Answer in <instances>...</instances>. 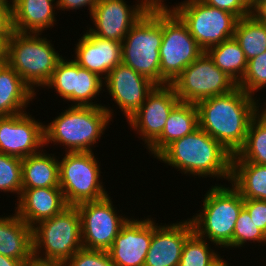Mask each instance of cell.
<instances>
[{"label":"cell","mask_w":266,"mask_h":266,"mask_svg":"<svg viewBox=\"0 0 266 266\" xmlns=\"http://www.w3.org/2000/svg\"><path fill=\"white\" fill-rule=\"evenodd\" d=\"M44 88L55 89L65 101L73 102L71 106H103L93 100L101 95L100 91H105L102 89L104 80L80 67L73 59L62 57Z\"/></svg>","instance_id":"obj_13"},{"label":"cell","mask_w":266,"mask_h":266,"mask_svg":"<svg viewBox=\"0 0 266 266\" xmlns=\"http://www.w3.org/2000/svg\"><path fill=\"white\" fill-rule=\"evenodd\" d=\"M33 255L43 260L66 262L82 248L81 218L76 206L42 220L32 227Z\"/></svg>","instance_id":"obj_7"},{"label":"cell","mask_w":266,"mask_h":266,"mask_svg":"<svg viewBox=\"0 0 266 266\" xmlns=\"http://www.w3.org/2000/svg\"><path fill=\"white\" fill-rule=\"evenodd\" d=\"M261 1L263 0H250V9L252 10Z\"/></svg>","instance_id":"obj_47"},{"label":"cell","mask_w":266,"mask_h":266,"mask_svg":"<svg viewBox=\"0 0 266 266\" xmlns=\"http://www.w3.org/2000/svg\"><path fill=\"white\" fill-rule=\"evenodd\" d=\"M45 151L22 159V189L59 187V156Z\"/></svg>","instance_id":"obj_26"},{"label":"cell","mask_w":266,"mask_h":266,"mask_svg":"<svg viewBox=\"0 0 266 266\" xmlns=\"http://www.w3.org/2000/svg\"><path fill=\"white\" fill-rule=\"evenodd\" d=\"M6 43L0 40V66L6 63Z\"/></svg>","instance_id":"obj_43"},{"label":"cell","mask_w":266,"mask_h":266,"mask_svg":"<svg viewBox=\"0 0 266 266\" xmlns=\"http://www.w3.org/2000/svg\"><path fill=\"white\" fill-rule=\"evenodd\" d=\"M162 38V6H151L122 41V63L156 85H160Z\"/></svg>","instance_id":"obj_6"},{"label":"cell","mask_w":266,"mask_h":266,"mask_svg":"<svg viewBox=\"0 0 266 266\" xmlns=\"http://www.w3.org/2000/svg\"><path fill=\"white\" fill-rule=\"evenodd\" d=\"M203 196L202 209L189 218L194 232L215 245L214 248L232 250L233 231L244 199L230 182L228 186L212 185Z\"/></svg>","instance_id":"obj_4"},{"label":"cell","mask_w":266,"mask_h":266,"mask_svg":"<svg viewBox=\"0 0 266 266\" xmlns=\"http://www.w3.org/2000/svg\"><path fill=\"white\" fill-rule=\"evenodd\" d=\"M25 261L17 260L0 254V266H24Z\"/></svg>","instance_id":"obj_42"},{"label":"cell","mask_w":266,"mask_h":266,"mask_svg":"<svg viewBox=\"0 0 266 266\" xmlns=\"http://www.w3.org/2000/svg\"><path fill=\"white\" fill-rule=\"evenodd\" d=\"M64 110L50 123H44V145L62 144L65 152H92V146L98 143L114 117V109L106 105H69Z\"/></svg>","instance_id":"obj_3"},{"label":"cell","mask_w":266,"mask_h":266,"mask_svg":"<svg viewBox=\"0 0 266 266\" xmlns=\"http://www.w3.org/2000/svg\"><path fill=\"white\" fill-rule=\"evenodd\" d=\"M156 159L184 175L231 180L232 154L201 128L169 144Z\"/></svg>","instance_id":"obj_2"},{"label":"cell","mask_w":266,"mask_h":266,"mask_svg":"<svg viewBox=\"0 0 266 266\" xmlns=\"http://www.w3.org/2000/svg\"><path fill=\"white\" fill-rule=\"evenodd\" d=\"M104 84L105 90L109 92L127 120L141 107L156 86L151 80L123 63L116 65L109 72Z\"/></svg>","instance_id":"obj_17"},{"label":"cell","mask_w":266,"mask_h":266,"mask_svg":"<svg viewBox=\"0 0 266 266\" xmlns=\"http://www.w3.org/2000/svg\"><path fill=\"white\" fill-rule=\"evenodd\" d=\"M209 244L193 232L183 245L179 266H213L221 256Z\"/></svg>","instance_id":"obj_31"},{"label":"cell","mask_w":266,"mask_h":266,"mask_svg":"<svg viewBox=\"0 0 266 266\" xmlns=\"http://www.w3.org/2000/svg\"><path fill=\"white\" fill-rule=\"evenodd\" d=\"M237 86L256 98L255 94L266 88V51L248 60L245 75Z\"/></svg>","instance_id":"obj_34"},{"label":"cell","mask_w":266,"mask_h":266,"mask_svg":"<svg viewBox=\"0 0 266 266\" xmlns=\"http://www.w3.org/2000/svg\"><path fill=\"white\" fill-rule=\"evenodd\" d=\"M260 243L266 245V235L256 226L253 219H251L248 211L243 207L239 213L238 219L235 223L232 248H239L246 246L248 243Z\"/></svg>","instance_id":"obj_33"},{"label":"cell","mask_w":266,"mask_h":266,"mask_svg":"<svg viewBox=\"0 0 266 266\" xmlns=\"http://www.w3.org/2000/svg\"><path fill=\"white\" fill-rule=\"evenodd\" d=\"M24 266H66L64 262L43 260L32 255L25 261Z\"/></svg>","instance_id":"obj_40"},{"label":"cell","mask_w":266,"mask_h":266,"mask_svg":"<svg viewBox=\"0 0 266 266\" xmlns=\"http://www.w3.org/2000/svg\"><path fill=\"white\" fill-rule=\"evenodd\" d=\"M258 98L237 86L223 95L196 103L199 128L235 155L244 145L251 120L258 114Z\"/></svg>","instance_id":"obj_1"},{"label":"cell","mask_w":266,"mask_h":266,"mask_svg":"<svg viewBox=\"0 0 266 266\" xmlns=\"http://www.w3.org/2000/svg\"><path fill=\"white\" fill-rule=\"evenodd\" d=\"M234 38L248 61L266 51V24L252 15L240 18L235 26Z\"/></svg>","instance_id":"obj_29"},{"label":"cell","mask_w":266,"mask_h":266,"mask_svg":"<svg viewBox=\"0 0 266 266\" xmlns=\"http://www.w3.org/2000/svg\"><path fill=\"white\" fill-rule=\"evenodd\" d=\"M232 161L266 165V121L260 115L251 120L245 143L232 155Z\"/></svg>","instance_id":"obj_30"},{"label":"cell","mask_w":266,"mask_h":266,"mask_svg":"<svg viewBox=\"0 0 266 266\" xmlns=\"http://www.w3.org/2000/svg\"><path fill=\"white\" fill-rule=\"evenodd\" d=\"M57 1L13 0V26L16 32L42 34L56 25Z\"/></svg>","instance_id":"obj_22"},{"label":"cell","mask_w":266,"mask_h":266,"mask_svg":"<svg viewBox=\"0 0 266 266\" xmlns=\"http://www.w3.org/2000/svg\"><path fill=\"white\" fill-rule=\"evenodd\" d=\"M13 6H0V40L6 44L15 32L13 26Z\"/></svg>","instance_id":"obj_38"},{"label":"cell","mask_w":266,"mask_h":266,"mask_svg":"<svg viewBox=\"0 0 266 266\" xmlns=\"http://www.w3.org/2000/svg\"><path fill=\"white\" fill-rule=\"evenodd\" d=\"M199 128L195 104L179 102L170 112L161 135L147 148L156 158L169 144Z\"/></svg>","instance_id":"obj_23"},{"label":"cell","mask_w":266,"mask_h":266,"mask_svg":"<svg viewBox=\"0 0 266 266\" xmlns=\"http://www.w3.org/2000/svg\"><path fill=\"white\" fill-rule=\"evenodd\" d=\"M152 217L129 218L107 250L115 266H144L152 240Z\"/></svg>","instance_id":"obj_19"},{"label":"cell","mask_w":266,"mask_h":266,"mask_svg":"<svg viewBox=\"0 0 266 266\" xmlns=\"http://www.w3.org/2000/svg\"><path fill=\"white\" fill-rule=\"evenodd\" d=\"M260 97L258 99V107H257V113L258 115H260L265 121H266V101L264 102V107H262V105H260L259 103Z\"/></svg>","instance_id":"obj_44"},{"label":"cell","mask_w":266,"mask_h":266,"mask_svg":"<svg viewBox=\"0 0 266 266\" xmlns=\"http://www.w3.org/2000/svg\"><path fill=\"white\" fill-rule=\"evenodd\" d=\"M170 8L186 24L204 52L234 37L238 18L228 11L209 6L202 0H184Z\"/></svg>","instance_id":"obj_10"},{"label":"cell","mask_w":266,"mask_h":266,"mask_svg":"<svg viewBox=\"0 0 266 266\" xmlns=\"http://www.w3.org/2000/svg\"><path fill=\"white\" fill-rule=\"evenodd\" d=\"M205 4L228 11L238 19L251 15L250 0H202Z\"/></svg>","instance_id":"obj_36"},{"label":"cell","mask_w":266,"mask_h":266,"mask_svg":"<svg viewBox=\"0 0 266 266\" xmlns=\"http://www.w3.org/2000/svg\"><path fill=\"white\" fill-rule=\"evenodd\" d=\"M81 218L82 247L107 251L130 217L114 207L109 195L76 206ZM118 212V213H117Z\"/></svg>","instance_id":"obj_12"},{"label":"cell","mask_w":266,"mask_h":266,"mask_svg":"<svg viewBox=\"0 0 266 266\" xmlns=\"http://www.w3.org/2000/svg\"><path fill=\"white\" fill-rule=\"evenodd\" d=\"M127 5L125 0H99L90 18L88 31L99 38L122 42L131 27L150 9L145 0Z\"/></svg>","instance_id":"obj_14"},{"label":"cell","mask_w":266,"mask_h":266,"mask_svg":"<svg viewBox=\"0 0 266 266\" xmlns=\"http://www.w3.org/2000/svg\"><path fill=\"white\" fill-rule=\"evenodd\" d=\"M0 254L21 261L33 255L32 227L16 212L0 216Z\"/></svg>","instance_id":"obj_24"},{"label":"cell","mask_w":266,"mask_h":266,"mask_svg":"<svg viewBox=\"0 0 266 266\" xmlns=\"http://www.w3.org/2000/svg\"><path fill=\"white\" fill-rule=\"evenodd\" d=\"M180 221L158 225L152 218V240L144 266H179L183 245L194 232L189 218Z\"/></svg>","instance_id":"obj_18"},{"label":"cell","mask_w":266,"mask_h":266,"mask_svg":"<svg viewBox=\"0 0 266 266\" xmlns=\"http://www.w3.org/2000/svg\"><path fill=\"white\" fill-rule=\"evenodd\" d=\"M180 102L171 84L156 85L145 102L127 120L147 149L162 133L172 109Z\"/></svg>","instance_id":"obj_15"},{"label":"cell","mask_w":266,"mask_h":266,"mask_svg":"<svg viewBox=\"0 0 266 266\" xmlns=\"http://www.w3.org/2000/svg\"><path fill=\"white\" fill-rule=\"evenodd\" d=\"M59 160V187L66 203L77 206L106 197L100 162L94 152H65Z\"/></svg>","instance_id":"obj_8"},{"label":"cell","mask_w":266,"mask_h":266,"mask_svg":"<svg viewBox=\"0 0 266 266\" xmlns=\"http://www.w3.org/2000/svg\"><path fill=\"white\" fill-rule=\"evenodd\" d=\"M78 41L73 60L103 80L116 65L122 63V42L99 38L88 30Z\"/></svg>","instance_id":"obj_20"},{"label":"cell","mask_w":266,"mask_h":266,"mask_svg":"<svg viewBox=\"0 0 266 266\" xmlns=\"http://www.w3.org/2000/svg\"><path fill=\"white\" fill-rule=\"evenodd\" d=\"M44 147V124L29 112L0 117L1 153L24 159Z\"/></svg>","instance_id":"obj_16"},{"label":"cell","mask_w":266,"mask_h":266,"mask_svg":"<svg viewBox=\"0 0 266 266\" xmlns=\"http://www.w3.org/2000/svg\"><path fill=\"white\" fill-rule=\"evenodd\" d=\"M251 15L259 22L266 24V0L259 2L252 10Z\"/></svg>","instance_id":"obj_41"},{"label":"cell","mask_w":266,"mask_h":266,"mask_svg":"<svg viewBox=\"0 0 266 266\" xmlns=\"http://www.w3.org/2000/svg\"><path fill=\"white\" fill-rule=\"evenodd\" d=\"M66 266H115L107 251L81 248L66 262Z\"/></svg>","instance_id":"obj_35"},{"label":"cell","mask_w":266,"mask_h":266,"mask_svg":"<svg viewBox=\"0 0 266 266\" xmlns=\"http://www.w3.org/2000/svg\"><path fill=\"white\" fill-rule=\"evenodd\" d=\"M213 266H230L227 262V260L223 259V257L216 262Z\"/></svg>","instance_id":"obj_45"},{"label":"cell","mask_w":266,"mask_h":266,"mask_svg":"<svg viewBox=\"0 0 266 266\" xmlns=\"http://www.w3.org/2000/svg\"><path fill=\"white\" fill-rule=\"evenodd\" d=\"M171 85L180 102L193 104L229 93L237 87V83L220 70L206 52L187 66Z\"/></svg>","instance_id":"obj_11"},{"label":"cell","mask_w":266,"mask_h":266,"mask_svg":"<svg viewBox=\"0 0 266 266\" xmlns=\"http://www.w3.org/2000/svg\"><path fill=\"white\" fill-rule=\"evenodd\" d=\"M36 93L7 63L0 66V117L26 112Z\"/></svg>","instance_id":"obj_25"},{"label":"cell","mask_w":266,"mask_h":266,"mask_svg":"<svg viewBox=\"0 0 266 266\" xmlns=\"http://www.w3.org/2000/svg\"><path fill=\"white\" fill-rule=\"evenodd\" d=\"M0 6H13V0H0Z\"/></svg>","instance_id":"obj_46"},{"label":"cell","mask_w":266,"mask_h":266,"mask_svg":"<svg viewBox=\"0 0 266 266\" xmlns=\"http://www.w3.org/2000/svg\"><path fill=\"white\" fill-rule=\"evenodd\" d=\"M162 35L159 49L160 85H166L171 84L204 51L189 33L186 24L168 5L162 6Z\"/></svg>","instance_id":"obj_9"},{"label":"cell","mask_w":266,"mask_h":266,"mask_svg":"<svg viewBox=\"0 0 266 266\" xmlns=\"http://www.w3.org/2000/svg\"><path fill=\"white\" fill-rule=\"evenodd\" d=\"M0 191L22 193V159L0 152Z\"/></svg>","instance_id":"obj_32"},{"label":"cell","mask_w":266,"mask_h":266,"mask_svg":"<svg viewBox=\"0 0 266 266\" xmlns=\"http://www.w3.org/2000/svg\"><path fill=\"white\" fill-rule=\"evenodd\" d=\"M57 1V8L58 10H79L82 7H88L89 14L92 13L94 7L98 3L99 0H56Z\"/></svg>","instance_id":"obj_39"},{"label":"cell","mask_w":266,"mask_h":266,"mask_svg":"<svg viewBox=\"0 0 266 266\" xmlns=\"http://www.w3.org/2000/svg\"><path fill=\"white\" fill-rule=\"evenodd\" d=\"M15 205L14 212L31 227L69 206L60 187L22 189Z\"/></svg>","instance_id":"obj_21"},{"label":"cell","mask_w":266,"mask_h":266,"mask_svg":"<svg viewBox=\"0 0 266 266\" xmlns=\"http://www.w3.org/2000/svg\"><path fill=\"white\" fill-rule=\"evenodd\" d=\"M206 53L214 61V64L237 84L242 80L248 61L234 37L210 47Z\"/></svg>","instance_id":"obj_28"},{"label":"cell","mask_w":266,"mask_h":266,"mask_svg":"<svg viewBox=\"0 0 266 266\" xmlns=\"http://www.w3.org/2000/svg\"><path fill=\"white\" fill-rule=\"evenodd\" d=\"M230 183L243 199L266 201V165L232 161Z\"/></svg>","instance_id":"obj_27"},{"label":"cell","mask_w":266,"mask_h":266,"mask_svg":"<svg viewBox=\"0 0 266 266\" xmlns=\"http://www.w3.org/2000/svg\"><path fill=\"white\" fill-rule=\"evenodd\" d=\"M38 33L14 32L6 45V63L33 90L44 87L63 57L46 37ZM36 85V86H35Z\"/></svg>","instance_id":"obj_5"},{"label":"cell","mask_w":266,"mask_h":266,"mask_svg":"<svg viewBox=\"0 0 266 266\" xmlns=\"http://www.w3.org/2000/svg\"><path fill=\"white\" fill-rule=\"evenodd\" d=\"M244 208L248 211L256 226L266 235V201L244 199Z\"/></svg>","instance_id":"obj_37"}]
</instances>
